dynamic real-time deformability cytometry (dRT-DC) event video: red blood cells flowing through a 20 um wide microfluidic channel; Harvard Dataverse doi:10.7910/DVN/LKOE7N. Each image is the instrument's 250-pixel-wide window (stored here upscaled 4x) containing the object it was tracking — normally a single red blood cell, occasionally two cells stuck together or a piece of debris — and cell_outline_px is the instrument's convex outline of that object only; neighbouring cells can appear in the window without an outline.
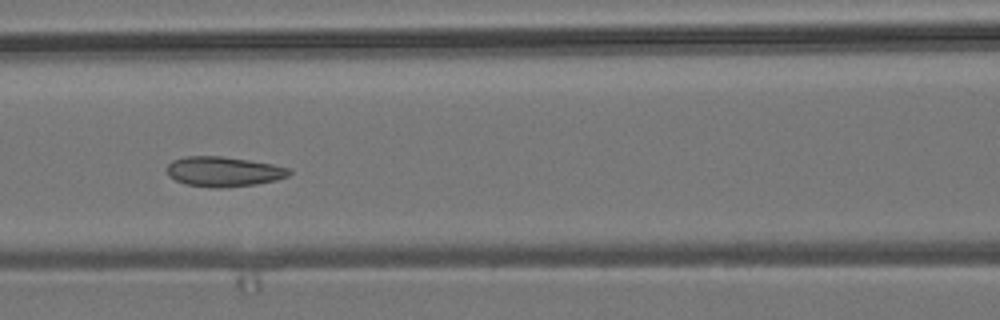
{"species": "common noctule bat (a hibernating species)", "species_latin": "Nyctalus noctula", "temperature_condition": "room temperature", "stored_images_in_passage": 8, "camera_frame_rate_fps": 3000, "um_per_image_px": 0.085, "animal": {"sex": "male", "body_mass_g": 19.2, "forearm_length_mm": 51.8}, "frame": {"image": 1, "passage_image": 7, "time_ms": 7.0, "image_size_px": [1000, 320], "cell_outline_px": [[292, 172], [288, 176], [276, 180], [256, 184], [220, 188], [212, 188], [188, 184], [176, 180], [168, 176], [168, 164], [172, 160], [188, 156], [220, 156], [248, 160], [272, 164], [288, 168]], "centroid_in_image_um": [19.01, 14.58], "position_along_channel_um": 147.6, "area_um2": 21.15}}
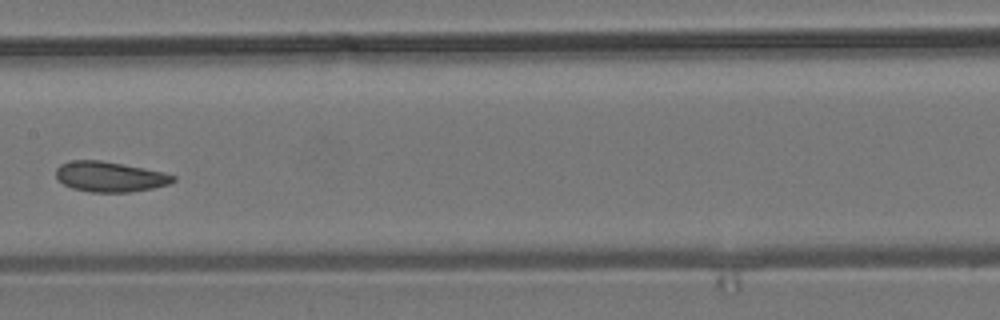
{"frame": {"image": 2, "passage_image": 8, "time_ms": 8.333, "image_size_px": [1000, 320], "cell_outline_px": [[176, 180], [168, 184], [152, 188], [128, 192], [92, 192], [72, 188], [64, 184], [56, 176], [56, 168], [60, 164], [72, 160], [100, 160], [144, 168], [164, 172], [176, 176]], "centroid_in_image_um": [9.34, 15.01], "position_along_channel_um": 198.1, "area_um2": 20.52}}